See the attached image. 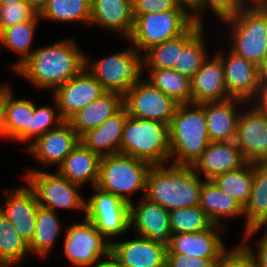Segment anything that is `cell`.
<instances>
[{
  "label": "cell",
  "mask_w": 267,
  "mask_h": 267,
  "mask_svg": "<svg viewBox=\"0 0 267 267\" xmlns=\"http://www.w3.org/2000/svg\"><path fill=\"white\" fill-rule=\"evenodd\" d=\"M85 67V53L73 39L66 38L38 48L15 72L38 89L66 83Z\"/></svg>",
  "instance_id": "obj_1"
},
{
  "label": "cell",
  "mask_w": 267,
  "mask_h": 267,
  "mask_svg": "<svg viewBox=\"0 0 267 267\" xmlns=\"http://www.w3.org/2000/svg\"><path fill=\"white\" fill-rule=\"evenodd\" d=\"M192 166H152L147 176L145 198L169 212L199 205L203 181Z\"/></svg>",
  "instance_id": "obj_2"
},
{
  "label": "cell",
  "mask_w": 267,
  "mask_h": 267,
  "mask_svg": "<svg viewBox=\"0 0 267 267\" xmlns=\"http://www.w3.org/2000/svg\"><path fill=\"white\" fill-rule=\"evenodd\" d=\"M168 130L170 164L193 166L210 143L204 103L179 104Z\"/></svg>",
  "instance_id": "obj_3"
},
{
  "label": "cell",
  "mask_w": 267,
  "mask_h": 267,
  "mask_svg": "<svg viewBox=\"0 0 267 267\" xmlns=\"http://www.w3.org/2000/svg\"><path fill=\"white\" fill-rule=\"evenodd\" d=\"M120 153L152 166L166 165L170 160L168 125L128 116L123 127Z\"/></svg>",
  "instance_id": "obj_4"
},
{
  "label": "cell",
  "mask_w": 267,
  "mask_h": 267,
  "mask_svg": "<svg viewBox=\"0 0 267 267\" xmlns=\"http://www.w3.org/2000/svg\"><path fill=\"white\" fill-rule=\"evenodd\" d=\"M152 165L121 153L101 156L96 186L110 192L129 204L134 192L146 194L147 176ZM130 194V196H128Z\"/></svg>",
  "instance_id": "obj_5"
},
{
  "label": "cell",
  "mask_w": 267,
  "mask_h": 267,
  "mask_svg": "<svg viewBox=\"0 0 267 267\" xmlns=\"http://www.w3.org/2000/svg\"><path fill=\"white\" fill-rule=\"evenodd\" d=\"M130 45V48L92 62L85 55V68L106 92L124 96L133 85L142 80L144 56L131 43Z\"/></svg>",
  "instance_id": "obj_6"
},
{
  "label": "cell",
  "mask_w": 267,
  "mask_h": 267,
  "mask_svg": "<svg viewBox=\"0 0 267 267\" xmlns=\"http://www.w3.org/2000/svg\"><path fill=\"white\" fill-rule=\"evenodd\" d=\"M221 22L232 26L230 50L260 67L267 56V9L247 7Z\"/></svg>",
  "instance_id": "obj_7"
},
{
  "label": "cell",
  "mask_w": 267,
  "mask_h": 267,
  "mask_svg": "<svg viewBox=\"0 0 267 267\" xmlns=\"http://www.w3.org/2000/svg\"><path fill=\"white\" fill-rule=\"evenodd\" d=\"M134 28L127 39L141 54L152 46L183 34L193 23L187 9H172L146 15H134Z\"/></svg>",
  "instance_id": "obj_8"
},
{
  "label": "cell",
  "mask_w": 267,
  "mask_h": 267,
  "mask_svg": "<svg viewBox=\"0 0 267 267\" xmlns=\"http://www.w3.org/2000/svg\"><path fill=\"white\" fill-rule=\"evenodd\" d=\"M33 190L37 204L57 212L60 209L83 210L86 212V199L79 192L80 185L63 177L58 171L49 173L33 168L24 176Z\"/></svg>",
  "instance_id": "obj_9"
},
{
  "label": "cell",
  "mask_w": 267,
  "mask_h": 267,
  "mask_svg": "<svg viewBox=\"0 0 267 267\" xmlns=\"http://www.w3.org/2000/svg\"><path fill=\"white\" fill-rule=\"evenodd\" d=\"M97 230L94 223L86 217L81 223H73L66 229L64 254L73 265L94 267L111 256V240Z\"/></svg>",
  "instance_id": "obj_10"
},
{
  "label": "cell",
  "mask_w": 267,
  "mask_h": 267,
  "mask_svg": "<svg viewBox=\"0 0 267 267\" xmlns=\"http://www.w3.org/2000/svg\"><path fill=\"white\" fill-rule=\"evenodd\" d=\"M95 194L86 201L85 217L105 237H118L130 229V204L120 197L93 187Z\"/></svg>",
  "instance_id": "obj_11"
},
{
  "label": "cell",
  "mask_w": 267,
  "mask_h": 267,
  "mask_svg": "<svg viewBox=\"0 0 267 267\" xmlns=\"http://www.w3.org/2000/svg\"><path fill=\"white\" fill-rule=\"evenodd\" d=\"M179 105L172 97L156 88L148 79L133 85L123 96L128 116L169 125Z\"/></svg>",
  "instance_id": "obj_12"
},
{
  "label": "cell",
  "mask_w": 267,
  "mask_h": 267,
  "mask_svg": "<svg viewBox=\"0 0 267 267\" xmlns=\"http://www.w3.org/2000/svg\"><path fill=\"white\" fill-rule=\"evenodd\" d=\"M52 97L64 121L106 93L102 85L84 67L76 76L56 87Z\"/></svg>",
  "instance_id": "obj_13"
},
{
  "label": "cell",
  "mask_w": 267,
  "mask_h": 267,
  "mask_svg": "<svg viewBox=\"0 0 267 267\" xmlns=\"http://www.w3.org/2000/svg\"><path fill=\"white\" fill-rule=\"evenodd\" d=\"M242 111L238 118L234 141L246 162L266 163L267 116L255 106Z\"/></svg>",
  "instance_id": "obj_14"
},
{
  "label": "cell",
  "mask_w": 267,
  "mask_h": 267,
  "mask_svg": "<svg viewBox=\"0 0 267 267\" xmlns=\"http://www.w3.org/2000/svg\"><path fill=\"white\" fill-rule=\"evenodd\" d=\"M142 197L135 205L130 203V228H134L136 235L168 248L172 235L170 212Z\"/></svg>",
  "instance_id": "obj_15"
},
{
  "label": "cell",
  "mask_w": 267,
  "mask_h": 267,
  "mask_svg": "<svg viewBox=\"0 0 267 267\" xmlns=\"http://www.w3.org/2000/svg\"><path fill=\"white\" fill-rule=\"evenodd\" d=\"M227 53L224 55V52L218 51L216 55L223 64L228 95L249 103L261 87L259 67L231 50Z\"/></svg>",
  "instance_id": "obj_16"
},
{
  "label": "cell",
  "mask_w": 267,
  "mask_h": 267,
  "mask_svg": "<svg viewBox=\"0 0 267 267\" xmlns=\"http://www.w3.org/2000/svg\"><path fill=\"white\" fill-rule=\"evenodd\" d=\"M80 143V136L73 130L68 121L55 129L46 132L26 147V152L42 166L59 165Z\"/></svg>",
  "instance_id": "obj_17"
},
{
  "label": "cell",
  "mask_w": 267,
  "mask_h": 267,
  "mask_svg": "<svg viewBox=\"0 0 267 267\" xmlns=\"http://www.w3.org/2000/svg\"><path fill=\"white\" fill-rule=\"evenodd\" d=\"M6 201L0 211L10 220L19 235L29 244L35 233L38 204L33 190L28 186L4 190Z\"/></svg>",
  "instance_id": "obj_18"
},
{
  "label": "cell",
  "mask_w": 267,
  "mask_h": 267,
  "mask_svg": "<svg viewBox=\"0 0 267 267\" xmlns=\"http://www.w3.org/2000/svg\"><path fill=\"white\" fill-rule=\"evenodd\" d=\"M224 226L213 224L210 228L195 233H176L171 235L166 253L183 254L200 258H220L227 249L221 238Z\"/></svg>",
  "instance_id": "obj_19"
},
{
  "label": "cell",
  "mask_w": 267,
  "mask_h": 267,
  "mask_svg": "<svg viewBox=\"0 0 267 267\" xmlns=\"http://www.w3.org/2000/svg\"><path fill=\"white\" fill-rule=\"evenodd\" d=\"M167 248L149 238L111 242V256L123 267H165Z\"/></svg>",
  "instance_id": "obj_20"
},
{
  "label": "cell",
  "mask_w": 267,
  "mask_h": 267,
  "mask_svg": "<svg viewBox=\"0 0 267 267\" xmlns=\"http://www.w3.org/2000/svg\"><path fill=\"white\" fill-rule=\"evenodd\" d=\"M209 57L191 79V103L202 104L231 98L225 85L221 59L216 54L212 59Z\"/></svg>",
  "instance_id": "obj_21"
},
{
  "label": "cell",
  "mask_w": 267,
  "mask_h": 267,
  "mask_svg": "<svg viewBox=\"0 0 267 267\" xmlns=\"http://www.w3.org/2000/svg\"><path fill=\"white\" fill-rule=\"evenodd\" d=\"M248 104L238 98H229L223 101L205 102L207 132L210 142L233 141L236 136L237 123L240 111L239 106Z\"/></svg>",
  "instance_id": "obj_22"
},
{
  "label": "cell",
  "mask_w": 267,
  "mask_h": 267,
  "mask_svg": "<svg viewBox=\"0 0 267 267\" xmlns=\"http://www.w3.org/2000/svg\"><path fill=\"white\" fill-rule=\"evenodd\" d=\"M244 216L242 243L250 242L251 237L267 225V162L253 163L251 195L244 207Z\"/></svg>",
  "instance_id": "obj_23"
},
{
  "label": "cell",
  "mask_w": 267,
  "mask_h": 267,
  "mask_svg": "<svg viewBox=\"0 0 267 267\" xmlns=\"http://www.w3.org/2000/svg\"><path fill=\"white\" fill-rule=\"evenodd\" d=\"M134 21L133 0H91L90 25L106 27L128 39Z\"/></svg>",
  "instance_id": "obj_24"
},
{
  "label": "cell",
  "mask_w": 267,
  "mask_h": 267,
  "mask_svg": "<svg viewBox=\"0 0 267 267\" xmlns=\"http://www.w3.org/2000/svg\"><path fill=\"white\" fill-rule=\"evenodd\" d=\"M245 163L234 140L216 141L209 143L192 167L198 174H204L205 179H212L220 173L236 170Z\"/></svg>",
  "instance_id": "obj_25"
},
{
  "label": "cell",
  "mask_w": 267,
  "mask_h": 267,
  "mask_svg": "<svg viewBox=\"0 0 267 267\" xmlns=\"http://www.w3.org/2000/svg\"><path fill=\"white\" fill-rule=\"evenodd\" d=\"M127 118L128 112L123 106L99 127L83 134L80 141L100 156L120 153L123 127Z\"/></svg>",
  "instance_id": "obj_26"
},
{
  "label": "cell",
  "mask_w": 267,
  "mask_h": 267,
  "mask_svg": "<svg viewBox=\"0 0 267 267\" xmlns=\"http://www.w3.org/2000/svg\"><path fill=\"white\" fill-rule=\"evenodd\" d=\"M100 159L99 154L92 152L80 141L57 171L74 184L83 186L90 182L94 187L99 177Z\"/></svg>",
  "instance_id": "obj_27"
},
{
  "label": "cell",
  "mask_w": 267,
  "mask_h": 267,
  "mask_svg": "<svg viewBox=\"0 0 267 267\" xmlns=\"http://www.w3.org/2000/svg\"><path fill=\"white\" fill-rule=\"evenodd\" d=\"M123 107V96L106 92L68 120L73 130L81 137L88 130L99 127Z\"/></svg>",
  "instance_id": "obj_28"
},
{
  "label": "cell",
  "mask_w": 267,
  "mask_h": 267,
  "mask_svg": "<svg viewBox=\"0 0 267 267\" xmlns=\"http://www.w3.org/2000/svg\"><path fill=\"white\" fill-rule=\"evenodd\" d=\"M199 206L213 224L220 226H223L221 221L226 217L244 216V207L235 198L221 191L211 179L203 180L200 189Z\"/></svg>",
  "instance_id": "obj_29"
},
{
  "label": "cell",
  "mask_w": 267,
  "mask_h": 267,
  "mask_svg": "<svg viewBox=\"0 0 267 267\" xmlns=\"http://www.w3.org/2000/svg\"><path fill=\"white\" fill-rule=\"evenodd\" d=\"M202 24L194 22L183 34L152 46L145 52V69H174L178 65L179 51L202 29Z\"/></svg>",
  "instance_id": "obj_30"
},
{
  "label": "cell",
  "mask_w": 267,
  "mask_h": 267,
  "mask_svg": "<svg viewBox=\"0 0 267 267\" xmlns=\"http://www.w3.org/2000/svg\"><path fill=\"white\" fill-rule=\"evenodd\" d=\"M13 94L7 84L6 139L27 142L31 140L34 102L26 99H14Z\"/></svg>",
  "instance_id": "obj_31"
},
{
  "label": "cell",
  "mask_w": 267,
  "mask_h": 267,
  "mask_svg": "<svg viewBox=\"0 0 267 267\" xmlns=\"http://www.w3.org/2000/svg\"><path fill=\"white\" fill-rule=\"evenodd\" d=\"M57 212L38 206L35 233L28 244L30 255L36 254L44 259L48 257L50 250L54 247L57 237L61 234V223Z\"/></svg>",
  "instance_id": "obj_32"
},
{
  "label": "cell",
  "mask_w": 267,
  "mask_h": 267,
  "mask_svg": "<svg viewBox=\"0 0 267 267\" xmlns=\"http://www.w3.org/2000/svg\"><path fill=\"white\" fill-rule=\"evenodd\" d=\"M38 22V20L21 22L7 27L0 32V52L1 45H3L11 51H14V53L18 54L20 57L19 60L12 65V70L15 71L35 50L31 45Z\"/></svg>",
  "instance_id": "obj_33"
},
{
  "label": "cell",
  "mask_w": 267,
  "mask_h": 267,
  "mask_svg": "<svg viewBox=\"0 0 267 267\" xmlns=\"http://www.w3.org/2000/svg\"><path fill=\"white\" fill-rule=\"evenodd\" d=\"M91 0H49L39 12L40 19L55 22H82L90 25Z\"/></svg>",
  "instance_id": "obj_34"
},
{
  "label": "cell",
  "mask_w": 267,
  "mask_h": 267,
  "mask_svg": "<svg viewBox=\"0 0 267 267\" xmlns=\"http://www.w3.org/2000/svg\"><path fill=\"white\" fill-rule=\"evenodd\" d=\"M221 191L235 198L243 207L248 203L253 183V163L246 162L240 168L220 173L211 179Z\"/></svg>",
  "instance_id": "obj_35"
},
{
  "label": "cell",
  "mask_w": 267,
  "mask_h": 267,
  "mask_svg": "<svg viewBox=\"0 0 267 267\" xmlns=\"http://www.w3.org/2000/svg\"><path fill=\"white\" fill-rule=\"evenodd\" d=\"M147 78L156 88L179 104L191 103V79L175 69H148Z\"/></svg>",
  "instance_id": "obj_36"
},
{
  "label": "cell",
  "mask_w": 267,
  "mask_h": 267,
  "mask_svg": "<svg viewBox=\"0 0 267 267\" xmlns=\"http://www.w3.org/2000/svg\"><path fill=\"white\" fill-rule=\"evenodd\" d=\"M30 254L28 243L0 211V267H13Z\"/></svg>",
  "instance_id": "obj_37"
},
{
  "label": "cell",
  "mask_w": 267,
  "mask_h": 267,
  "mask_svg": "<svg viewBox=\"0 0 267 267\" xmlns=\"http://www.w3.org/2000/svg\"><path fill=\"white\" fill-rule=\"evenodd\" d=\"M169 221L172 234L200 232L213 225L199 205L171 210Z\"/></svg>",
  "instance_id": "obj_38"
},
{
  "label": "cell",
  "mask_w": 267,
  "mask_h": 267,
  "mask_svg": "<svg viewBox=\"0 0 267 267\" xmlns=\"http://www.w3.org/2000/svg\"><path fill=\"white\" fill-rule=\"evenodd\" d=\"M202 28L183 48L179 51L178 65L174 69L177 72L192 79L207 59L208 50L204 42Z\"/></svg>",
  "instance_id": "obj_39"
},
{
  "label": "cell",
  "mask_w": 267,
  "mask_h": 267,
  "mask_svg": "<svg viewBox=\"0 0 267 267\" xmlns=\"http://www.w3.org/2000/svg\"><path fill=\"white\" fill-rule=\"evenodd\" d=\"M53 103V107L48 105L37 107V105L34 104V114L31 121V141L28 146L38 137L55 129L64 122L59 114L56 101L54 100Z\"/></svg>",
  "instance_id": "obj_40"
},
{
  "label": "cell",
  "mask_w": 267,
  "mask_h": 267,
  "mask_svg": "<svg viewBox=\"0 0 267 267\" xmlns=\"http://www.w3.org/2000/svg\"><path fill=\"white\" fill-rule=\"evenodd\" d=\"M30 20H41L39 11L28 1L0 5V32L12 25Z\"/></svg>",
  "instance_id": "obj_41"
},
{
  "label": "cell",
  "mask_w": 267,
  "mask_h": 267,
  "mask_svg": "<svg viewBox=\"0 0 267 267\" xmlns=\"http://www.w3.org/2000/svg\"><path fill=\"white\" fill-rule=\"evenodd\" d=\"M247 7L243 0H201V7L192 15V18L194 22L203 25L200 15L210 9L219 20L224 21L238 15Z\"/></svg>",
  "instance_id": "obj_42"
},
{
  "label": "cell",
  "mask_w": 267,
  "mask_h": 267,
  "mask_svg": "<svg viewBox=\"0 0 267 267\" xmlns=\"http://www.w3.org/2000/svg\"><path fill=\"white\" fill-rule=\"evenodd\" d=\"M217 267H258L251 251L243 244L237 245L231 251L226 249L218 263Z\"/></svg>",
  "instance_id": "obj_43"
},
{
  "label": "cell",
  "mask_w": 267,
  "mask_h": 267,
  "mask_svg": "<svg viewBox=\"0 0 267 267\" xmlns=\"http://www.w3.org/2000/svg\"><path fill=\"white\" fill-rule=\"evenodd\" d=\"M172 9H186L176 0H133V14L146 15Z\"/></svg>",
  "instance_id": "obj_44"
},
{
  "label": "cell",
  "mask_w": 267,
  "mask_h": 267,
  "mask_svg": "<svg viewBox=\"0 0 267 267\" xmlns=\"http://www.w3.org/2000/svg\"><path fill=\"white\" fill-rule=\"evenodd\" d=\"M220 258L189 257L183 254L166 253L165 267H217Z\"/></svg>",
  "instance_id": "obj_45"
},
{
  "label": "cell",
  "mask_w": 267,
  "mask_h": 267,
  "mask_svg": "<svg viewBox=\"0 0 267 267\" xmlns=\"http://www.w3.org/2000/svg\"><path fill=\"white\" fill-rule=\"evenodd\" d=\"M258 247L257 251L255 252L254 249H252V247L249 246V244L247 245V243H243L253 254L257 266L258 267H267V229L263 235V237L260 239V242H258Z\"/></svg>",
  "instance_id": "obj_46"
},
{
  "label": "cell",
  "mask_w": 267,
  "mask_h": 267,
  "mask_svg": "<svg viewBox=\"0 0 267 267\" xmlns=\"http://www.w3.org/2000/svg\"><path fill=\"white\" fill-rule=\"evenodd\" d=\"M7 83L0 88V138L6 139Z\"/></svg>",
  "instance_id": "obj_47"
},
{
  "label": "cell",
  "mask_w": 267,
  "mask_h": 267,
  "mask_svg": "<svg viewBox=\"0 0 267 267\" xmlns=\"http://www.w3.org/2000/svg\"><path fill=\"white\" fill-rule=\"evenodd\" d=\"M256 99L253 100L255 101V106L262 114L267 116V84H261V87L259 88L256 96Z\"/></svg>",
  "instance_id": "obj_48"
},
{
  "label": "cell",
  "mask_w": 267,
  "mask_h": 267,
  "mask_svg": "<svg viewBox=\"0 0 267 267\" xmlns=\"http://www.w3.org/2000/svg\"><path fill=\"white\" fill-rule=\"evenodd\" d=\"M180 6L185 7L186 9L191 12L193 15L200 7H201V0H176ZM191 10V11H190Z\"/></svg>",
  "instance_id": "obj_49"
},
{
  "label": "cell",
  "mask_w": 267,
  "mask_h": 267,
  "mask_svg": "<svg viewBox=\"0 0 267 267\" xmlns=\"http://www.w3.org/2000/svg\"><path fill=\"white\" fill-rule=\"evenodd\" d=\"M259 70L261 84H267V56L262 65L259 67Z\"/></svg>",
  "instance_id": "obj_50"
},
{
  "label": "cell",
  "mask_w": 267,
  "mask_h": 267,
  "mask_svg": "<svg viewBox=\"0 0 267 267\" xmlns=\"http://www.w3.org/2000/svg\"><path fill=\"white\" fill-rule=\"evenodd\" d=\"M94 267H119V264L110 256L108 260L103 259Z\"/></svg>",
  "instance_id": "obj_51"
},
{
  "label": "cell",
  "mask_w": 267,
  "mask_h": 267,
  "mask_svg": "<svg viewBox=\"0 0 267 267\" xmlns=\"http://www.w3.org/2000/svg\"><path fill=\"white\" fill-rule=\"evenodd\" d=\"M28 1L40 12L49 0H28Z\"/></svg>",
  "instance_id": "obj_52"
},
{
  "label": "cell",
  "mask_w": 267,
  "mask_h": 267,
  "mask_svg": "<svg viewBox=\"0 0 267 267\" xmlns=\"http://www.w3.org/2000/svg\"><path fill=\"white\" fill-rule=\"evenodd\" d=\"M248 7L261 6L265 0H243Z\"/></svg>",
  "instance_id": "obj_53"
},
{
  "label": "cell",
  "mask_w": 267,
  "mask_h": 267,
  "mask_svg": "<svg viewBox=\"0 0 267 267\" xmlns=\"http://www.w3.org/2000/svg\"><path fill=\"white\" fill-rule=\"evenodd\" d=\"M19 1H22V0H0V5H10L11 3H14V2H19Z\"/></svg>",
  "instance_id": "obj_54"
},
{
  "label": "cell",
  "mask_w": 267,
  "mask_h": 267,
  "mask_svg": "<svg viewBox=\"0 0 267 267\" xmlns=\"http://www.w3.org/2000/svg\"><path fill=\"white\" fill-rule=\"evenodd\" d=\"M260 7L267 9V0H265V2Z\"/></svg>",
  "instance_id": "obj_55"
}]
</instances>
